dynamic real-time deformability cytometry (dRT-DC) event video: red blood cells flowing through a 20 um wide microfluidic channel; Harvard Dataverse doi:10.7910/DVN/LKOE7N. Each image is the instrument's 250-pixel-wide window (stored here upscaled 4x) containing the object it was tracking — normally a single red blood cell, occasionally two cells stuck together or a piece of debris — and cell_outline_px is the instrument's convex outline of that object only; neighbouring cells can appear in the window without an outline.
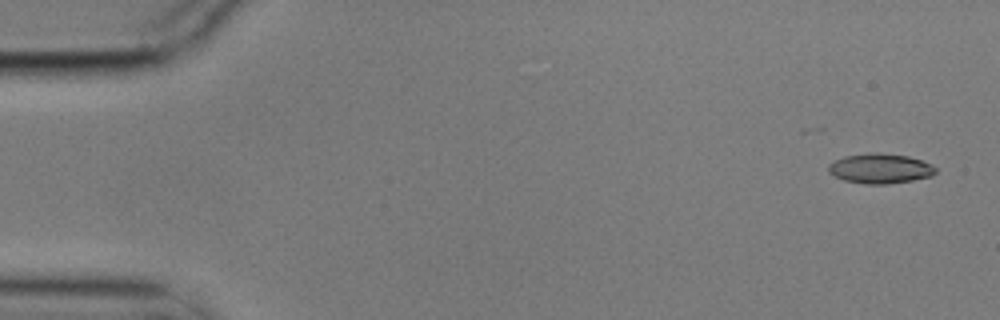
{"species": "common noctule bat (a hibernating species)", "species_latin": "Nyctalus noctula", "temperature_condition": "cold", "stored_images_in_passage": 5, "camera_frame_rate_fps": 3000, "um_per_image_px": 0.085, "animal": {"sex": "male", "body_mass_g": 17.9}, "frame": {"image": 1, "passage_image": 1, "time_ms": 0.0, "image_size_px": [1000, 320], "cell_outline_px": [[936, 172], [932, 176], [912, 180], [888, 184], [864, 184], [844, 180], [828, 172], [828, 164], [844, 156], [872, 152], [876, 152], [908, 156], [932, 164], [936, 168]], "centroid_in_image_um": [74.82, 14.32], "position_along_channel_um": 10.2, "area_um2": 18.67}}
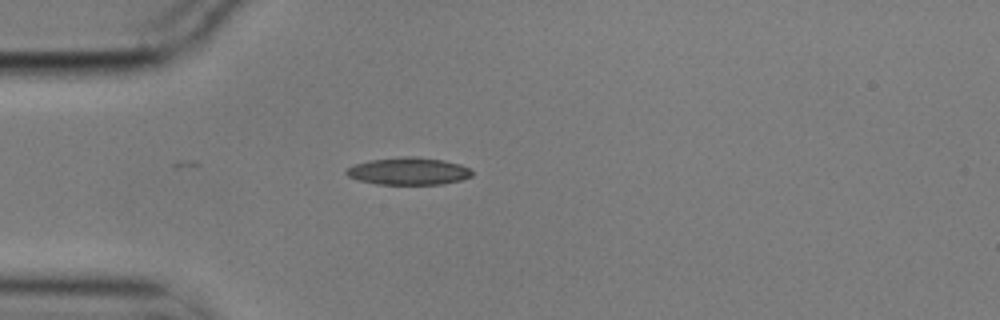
{"frame": {"image": 2, "passage_image": 4, "time_ms": 1.0, "image_size_px": [1000, 320], "cell_outline_px": [[472, 176], [460, 180], [444, 184], [376, 184], [360, 180], [348, 176], [344, 172], [348, 168], [356, 164], [368, 160], [404, 156], [416, 156], [444, 160], [460, 164], [468, 168], [472, 172]], "centroid_in_image_um": [34.73, 14.54], "position_along_channel_um": 50.3, "area_um2": 20.0}}